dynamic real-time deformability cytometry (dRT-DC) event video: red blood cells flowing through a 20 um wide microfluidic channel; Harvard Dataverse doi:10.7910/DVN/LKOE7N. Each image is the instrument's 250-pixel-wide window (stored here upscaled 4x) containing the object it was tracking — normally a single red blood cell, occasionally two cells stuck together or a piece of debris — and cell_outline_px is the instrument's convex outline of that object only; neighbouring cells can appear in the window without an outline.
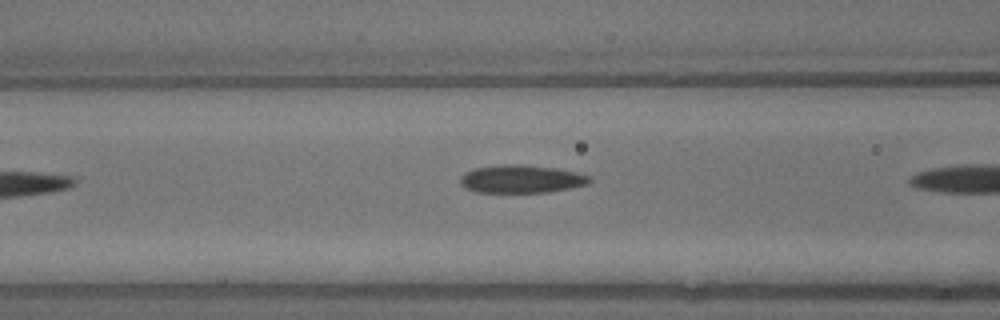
{"species": "common noctule bat (a hibernating species)", "species_latin": "Nyctalus noctula", "temperature_condition": "warm", "stored_images_in_passage": 6, "camera_frame_rate_fps": 3000, "um_per_image_px": 0.085, "animal": {"sex": "male", "body_mass_g": 13.3}, "frame": {"image": 1, "passage_image": 6, "time_ms": 1.667, "image_size_px": [1000, 320], "cell_outline_px": [[592, 180], [588, 184], [548, 192], [476, 192], [464, 188], [460, 184], [460, 176], [464, 172], [476, 168], [504, 164], [520, 164], [556, 168], [576, 172], [588, 176]], "centroid_in_image_um": [44.27, 15.21], "position_along_channel_um": 122.3, "area_um2": 21.04}}